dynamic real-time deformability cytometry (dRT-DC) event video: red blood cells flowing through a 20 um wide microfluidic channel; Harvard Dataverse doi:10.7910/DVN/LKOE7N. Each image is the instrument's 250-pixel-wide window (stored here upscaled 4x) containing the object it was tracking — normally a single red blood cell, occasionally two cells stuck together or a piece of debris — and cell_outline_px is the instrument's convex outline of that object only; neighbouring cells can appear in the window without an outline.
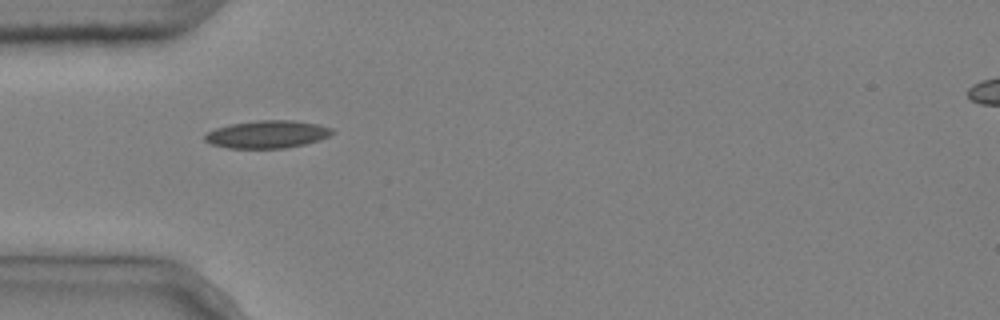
{"species": "common noctule bat (a hibernating species)", "species_latin": "Nyctalus noctula", "temperature_condition": "cold", "stored_images_in_passage": 2, "camera_frame_rate_fps": 3000, "um_per_image_px": 0.085, "animal": {"sex": "male", "body_mass_g": 20.4}, "frame": {"image": 1, "passage_image": 1, "time_ms": 0.0, "image_size_px": [1000, 320], "cell_outline_px": [[336, 132], [320, 140], [304, 144], [284, 148], [228, 148], [212, 144], [204, 140], [204, 136], [208, 132], [216, 128], [232, 124], [260, 120], [296, 120], [316, 124], [332, 128]], "centroid_in_image_um": [22.74, 11.41], "position_along_channel_um": 62.3, "area_um2": 20.4}}